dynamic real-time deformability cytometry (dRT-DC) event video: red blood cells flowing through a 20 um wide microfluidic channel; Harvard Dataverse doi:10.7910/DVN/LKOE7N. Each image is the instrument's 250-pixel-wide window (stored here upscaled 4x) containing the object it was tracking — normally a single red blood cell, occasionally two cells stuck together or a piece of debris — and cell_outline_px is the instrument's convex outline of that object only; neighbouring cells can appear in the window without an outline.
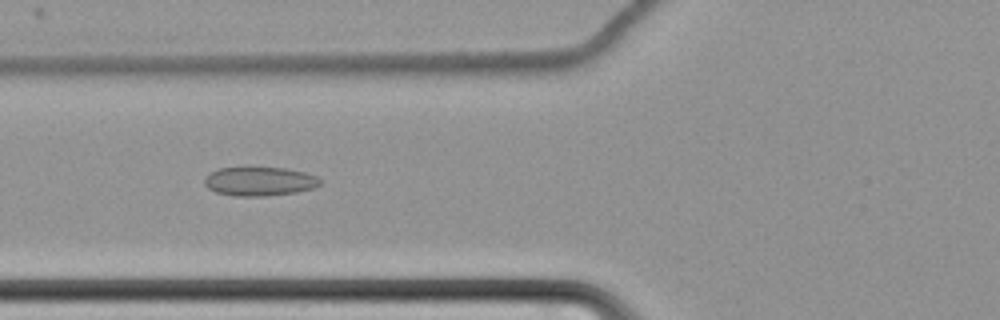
{"species": "common noctule bat (a hibernating species)", "species_latin": "Nyctalus noctula", "temperature_condition": "cold", "stored_images_in_passage": 48, "camera_frame_rate_fps": 3000, "um_per_image_px": 0.085, "animal": {"sex": "female", "body_mass_g": 22.7, "forearm_length_mm": 54.2}, "frame": {"image": 1, "passage_image": 11, "time_ms": 3.333, "image_size_px": [1000, 320], "cell_outline_px": [[320, 184], [312, 188], [296, 192], [268, 196], [232, 196], [216, 192], [208, 188], [204, 184], [204, 176], [220, 168], [284, 168], [304, 172], [316, 176], [320, 180]], "centroid_in_image_um": [22.03, 15.43], "position_along_channel_um": 103.8, "area_um2": 19.36}}
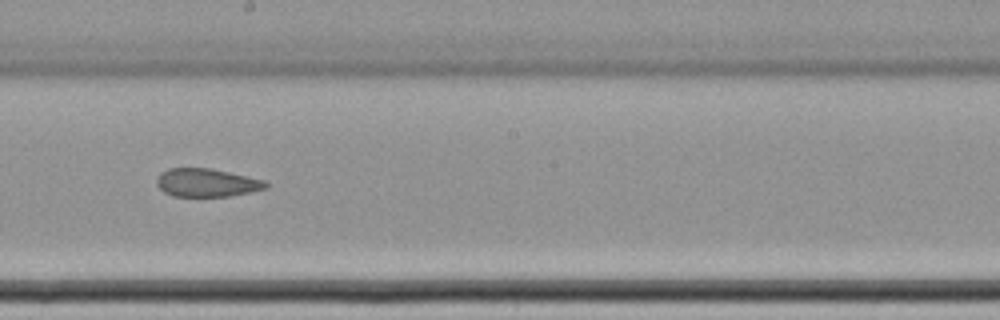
{"frame": {"image": 2, "passage_image": 22, "time_ms": 7.0, "image_size_px": [1000, 320], "cell_outline_px": [[268, 188], [228, 196], [172, 196], [164, 192], [156, 184], [156, 180], [160, 172], [168, 168], [208, 168], [228, 172], [264, 180], [268, 184]], "centroid_in_image_um": [17.53, 15.52], "position_along_channel_um": 230.7, "area_um2": 17.8}}
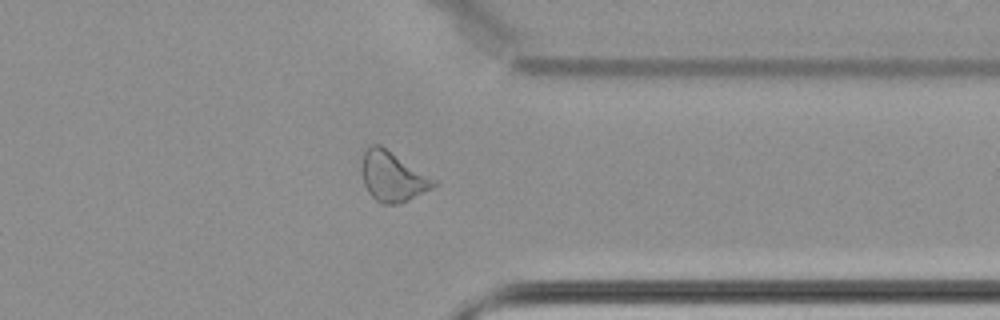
{"frame": {"image": 3, "passage_image": 35, "time_ms": 11.333, "image_size_px": [1000, 320], "cell_outline_px": [[436, 184], [432, 188], [400, 204], [380, 204], [368, 192], [364, 184], [360, 172], [360, 168], [364, 148], [372, 144], [380, 144], [436, 180]], "centroid_in_image_um": [33.31, 14.99], "position_along_channel_um": 378.1, "area_um2": 21.04}}